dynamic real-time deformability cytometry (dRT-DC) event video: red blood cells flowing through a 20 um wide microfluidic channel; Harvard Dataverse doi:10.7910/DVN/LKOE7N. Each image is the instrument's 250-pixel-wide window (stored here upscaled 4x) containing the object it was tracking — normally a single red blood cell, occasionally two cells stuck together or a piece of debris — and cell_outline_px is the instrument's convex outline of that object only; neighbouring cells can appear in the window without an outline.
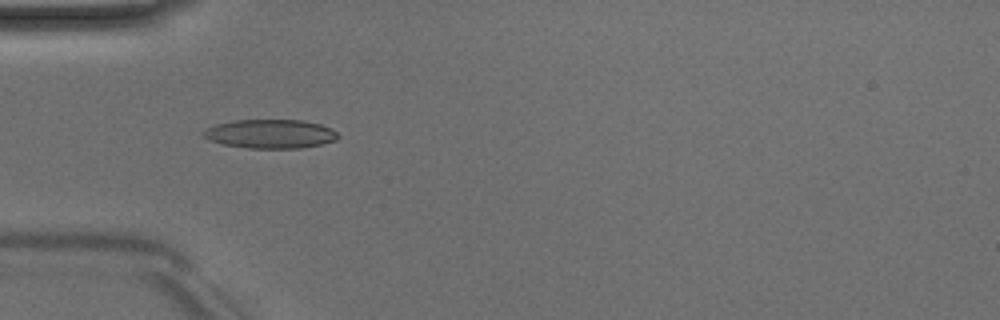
{"species": "Egyptian fruit bat (a non-hibernating species)", "species_latin": "Rousettus aegyptiacus", "temperature_condition": "room temperature", "stored_images_in_passage": 3, "camera_frame_rate_fps": 3000, "um_per_image_px": 0.085, "animal": {"sex": "male"}, "frame": {"image": 1, "passage_image": 2, "time_ms": 1.333, "image_size_px": [1000, 320], "cell_outline_px": [[340, 136], [336, 140], [320, 144], [300, 148], [248, 148], [224, 144], [208, 140], [200, 132], [204, 128], [216, 124], [236, 120], [300, 120], [320, 124], [332, 128]], "centroid_in_image_um": [22.95, 11.37], "position_along_channel_um": 62.0, "area_um2": 22.72}}